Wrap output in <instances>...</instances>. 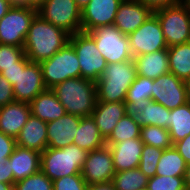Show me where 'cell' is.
Instances as JSON below:
<instances>
[{
  "mask_svg": "<svg viewBox=\"0 0 190 190\" xmlns=\"http://www.w3.org/2000/svg\"><path fill=\"white\" fill-rule=\"evenodd\" d=\"M70 34L60 27L43 20L38 14L28 30L24 51L30 62L41 63L48 60L69 42Z\"/></svg>",
  "mask_w": 190,
  "mask_h": 190,
  "instance_id": "6da1fadb",
  "label": "cell"
},
{
  "mask_svg": "<svg viewBox=\"0 0 190 190\" xmlns=\"http://www.w3.org/2000/svg\"><path fill=\"white\" fill-rule=\"evenodd\" d=\"M51 90L64 106L66 113L80 117L92 115L97 102L96 82L82 77L70 78Z\"/></svg>",
  "mask_w": 190,
  "mask_h": 190,
  "instance_id": "7a4b0ae2",
  "label": "cell"
},
{
  "mask_svg": "<svg viewBox=\"0 0 190 190\" xmlns=\"http://www.w3.org/2000/svg\"><path fill=\"white\" fill-rule=\"evenodd\" d=\"M137 77L134 60L107 64L96 81L97 101L125 102L127 91Z\"/></svg>",
  "mask_w": 190,
  "mask_h": 190,
  "instance_id": "3957f363",
  "label": "cell"
},
{
  "mask_svg": "<svg viewBox=\"0 0 190 190\" xmlns=\"http://www.w3.org/2000/svg\"><path fill=\"white\" fill-rule=\"evenodd\" d=\"M88 151L75 144L63 148H46L41 153V171L52 181L81 174Z\"/></svg>",
  "mask_w": 190,
  "mask_h": 190,
  "instance_id": "277c9868",
  "label": "cell"
},
{
  "mask_svg": "<svg viewBox=\"0 0 190 190\" xmlns=\"http://www.w3.org/2000/svg\"><path fill=\"white\" fill-rule=\"evenodd\" d=\"M43 82L47 89L70 79L81 77V70L77 53L73 45L68 42L48 60L40 63Z\"/></svg>",
  "mask_w": 190,
  "mask_h": 190,
  "instance_id": "5b68a950",
  "label": "cell"
},
{
  "mask_svg": "<svg viewBox=\"0 0 190 190\" xmlns=\"http://www.w3.org/2000/svg\"><path fill=\"white\" fill-rule=\"evenodd\" d=\"M87 33L94 39L107 64L133 59L128 35L123 34L114 25L99 26Z\"/></svg>",
  "mask_w": 190,
  "mask_h": 190,
  "instance_id": "8992f818",
  "label": "cell"
},
{
  "mask_svg": "<svg viewBox=\"0 0 190 190\" xmlns=\"http://www.w3.org/2000/svg\"><path fill=\"white\" fill-rule=\"evenodd\" d=\"M168 47L190 42V9L182 3L153 12Z\"/></svg>",
  "mask_w": 190,
  "mask_h": 190,
  "instance_id": "52a82bcc",
  "label": "cell"
},
{
  "mask_svg": "<svg viewBox=\"0 0 190 190\" xmlns=\"http://www.w3.org/2000/svg\"><path fill=\"white\" fill-rule=\"evenodd\" d=\"M80 65L81 77L96 82L107 67L105 58L96 47L94 39L85 32L70 35Z\"/></svg>",
  "mask_w": 190,
  "mask_h": 190,
  "instance_id": "ba28073f",
  "label": "cell"
},
{
  "mask_svg": "<svg viewBox=\"0 0 190 190\" xmlns=\"http://www.w3.org/2000/svg\"><path fill=\"white\" fill-rule=\"evenodd\" d=\"M37 14L70 35L81 32V9L75 0H47Z\"/></svg>",
  "mask_w": 190,
  "mask_h": 190,
  "instance_id": "9c48e42d",
  "label": "cell"
},
{
  "mask_svg": "<svg viewBox=\"0 0 190 190\" xmlns=\"http://www.w3.org/2000/svg\"><path fill=\"white\" fill-rule=\"evenodd\" d=\"M37 10L31 7H11L0 19V44L23 47Z\"/></svg>",
  "mask_w": 190,
  "mask_h": 190,
  "instance_id": "30bf717a",
  "label": "cell"
},
{
  "mask_svg": "<svg viewBox=\"0 0 190 190\" xmlns=\"http://www.w3.org/2000/svg\"><path fill=\"white\" fill-rule=\"evenodd\" d=\"M128 38L133 57L168 49L161 24L154 13Z\"/></svg>",
  "mask_w": 190,
  "mask_h": 190,
  "instance_id": "8fae6325",
  "label": "cell"
},
{
  "mask_svg": "<svg viewBox=\"0 0 190 190\" xmlns=\"http://www.w3.org/2000/svg\"><path fill=\"white\" fill-rule=\"evenodd\" d=\"M46 89L40 63L30 62L25 56L19 62L17 80L13 85L15 101L30 103Z\"/></svg>",
  "mask_w": 190,
  "mask_h": 190,
  "instance_id": "7c38bea8",
  "label": "cell"
},
{
  "mask_svg": "<svg viewBox=\"0 0 190 190\" xmlns=\"http://www.w3.org/2000/svg\"><path fill=\"white\" fill-rule=\"evenodd\" d=\"M151 101L173 110L189 101L184 80L166 73L153 80Z\"/></svg>",
  "mask_w": 190,
  "mask_h": 190,
  "instance_id": "4fadbf2b",
  "label": "cell"
},
{
  "mask_svg": "<svg viewBox=\"0 0 190 190\" xmlns=\"http://www.w3.org/2000/svg\"><path fill=\"white\" fill-rule=\"evenodd\" d=\"M81 175L88 185L108 183L115 175L112 153L108 145L88 153Z\"/></svg>",
  "mask_w": 190,
  "mask_h": 190,
  "instance_id": "5bb4252c",
  "label": "cell"
},
{
  "mask_svg": "<svg viewBox=\"0 0 190 190\" xmlns=\"http://www.w3.org/2000/svg\"><path fill=\"white\" fill-rule=\"evenodd\" d=\"M123 0H90L81 10V31L90 32L99 26L113 25Z\"/></svg>",
  "mask_w": 190,
  "mask_h": 190,
  "instance_id": "9a60e30c",
  "label": "cell"
},
{
  "mask_svg": "<svg viewBox=\"0 0 190 190\" xmlns=\"http://www.w3.org/2000/svg\"><path fill=\"white\" fill-rule=\"evenodd\" d=\"M153 12L137 0H123L119 5L113 25L129 35L138 29Z\"/></svg>",
  "mask_w": 190,
  "mask_h": 190,
  "instance_id": "2e32d148",
  "label": "cell"
},
{
  "mask_svg": "<svg viewBox=\"0 0 190 190\" xmlns=\"http://www.w3.org/2000/svg\"><path fill=\"white\" fill-rule=\"evenodd\" d=\"M81 117L66 113L57 120L47 122V147L63 148L73 144Z\"/></svg>",
  "mask_w": 190,
  "mask_h": 190,
  "instance_id": "e0dca14e",
  "label": "cell"
},
{
  "mask_svg": "<svg viewBox=\"0 0 190 190\" xmlns=\"http://www.w3.org/2000/svg\"><path fill=\"white\" fill-rule=\"evenodd\" d=\"M106 145L112 153L115 172L138 168L144 145L141 138L126 139L123 142Z\"/></svg>",
  "mask_w": 190,
  "mask_h": 190,
  "instance_id": "ac0fdd59",
  "label": "cell"
},
{
  "mask_svg": "<svg viewBox=\"0 0 190 190\" xmlns=\"http://www.w3.org/2000/svg\"><path fill=\"white\" fill-rule=\"evenodd\" d=\"M31 115L29 103L14 101L0 107V131L16 138Z\"/></svg>",
  "mask_w": 190,
  "mask_h": 190,
  "instance_id": "d6986e66",
  "label": "cell"
},
{
  "mask_svg": "<svg viewBox=\"0 0 190 190\" xmlns=\"http://www.w3.org/2000/svg\"><path fill=\"white\" fill-rule=\"evenodd\" d=\"M128 113L125 102H101L97 101L92 118L99 128L100 134L106 140L112 133L118 121Z\"/></svg>",
  "mask_w": 190,
  "mask_h": 190,
  "instance_id": "ffe728a7",
  "label": "cell"
},
{
  "mask_svg": "<svg viewBox=\"0 0 190 190\" xmlns=\"http://www.w3.org/2000/svg\"><path fill=\"white\" fill-rule=\"evenodd\" d=\"M128 112L134 116L141 127L149 125L165 129L169 127L170 110L149 99H144L141 105H129Z\"/></svg>",
  "mask_w": 190,
  "mask_h": 190,
  "instance_id": "44dd1931",
  "label": "cell"
},
{
  "mask_svg": "<svg viewBox=\"0 0 190 190\" xmlns=\"http://www.w3.org/2000/svg\"><path fill=\"white\" fill-rule=\"evenodd\" d=\"M15 140L17 146L42 153L47 148V123L30 115Z\"/></svg>",
  "mask_w": 190,
  "mask_h": 190,
  "instance_id": "7402d4cb",
  "label": "cell"
},
{
  "mask_svg": "<svg viewBox=\"0 0 190 190\" xmlns=\"http://www.w3.org/2000/svg\"><path fill=\"white\" fill-rule=\"evenodd\" d=\"M8 161L13 172L14 183L41 170V153L28 148L16 146Z\"/></svg>",
  "mask_w": 190,
  "mask_h": 190,
  "instance_id": "603a6c76",
  "label": "cell"
},
{
  "mask_svg": "<svg viewBox=\"0 0 190 190\" xmlns=\"http://www.w3.org/2000/svg\"><path fill=\"white\" fill-rule=\"evenodd\" d=\"M31 115L50 122L57 120L66 114L64 106L59 102L55 93L51 89H46L38 94L30 103Z\"/></svg>",
  "mask_w": 190,
  "mask_h": 190,
  "instance_id": "cb8c5ba5",
  "label": "cell"
},
{
  "mask_svg": "<svg viewBox=\"0 0 190 190\" xmlns=\"http://www.w3.org/2000/svg\"><path fill=\"white\" fill-rule=\"evenodd\" d=\"M133 60L136 65L137 75L156 79L161 75L169 73L167 49L135 56Z\"/></svg>",
  "mask_w": 190,
  "mask_h": 190,
  "instance_id": "d4e9b609",
  "label": "cell"
},
{
  "mask_svg": "<svg viewBox=\"0 0 190 190\" xmlns=\"http://www.w3.org/2000/svg\"><path fill=\"white\" fill-rule=\"evenodd\" d=\"M73 144L88 152L106 145V140L100 134L92 116L81 117Z\"/></svg>",
  "mask_w": 190,
  "mask_h": 190,
  "instance_id": "484cf974",
  "label": "cell"
},
{
  "mask_svg": "<svg viewBox=\"0 0 190 190\" xmlns=\"http://www.w3.org/2000/svg\"><path fill=\"white\" fill-rule=\"evenodd\" d=\"M170 73L186 80L190 76V42L168 47Z\"/></svg>",
  "mask_w": 190,
  "mask_h": 190,
  "instance_id": "4316f807",
  "label": "cell"
},
{
  "mask_svg": "<svg viewBox=\"0 0 190 190\" xmlns=\"http://www.w3.org/2000/svg\"><path fill=\"white\" fill-rule=\"evenodd\" d=\"M167 130L173 144L190 134V101L170 110Z\"/></svg>",
  "mask_w": 190,
  "mask_h": 190,
  "instance_id": "83f0119b",
  "label": "cell"
},
{
  "mask_svg": "<svg viewBox=\"0 0 190 190\" xmlns=\"http://www.w3.org/2000/svg\"><path fill=\"white\" fill-rule=\"evenodd\" d=\"M186 162L174 146L164 149L156 168L158 176H184Z\"/></svg>",
  "mask_w": 190,
  "mask_h": 190,
  "instance_id": "f1b7e54d",
  "label": "cell"
},
{
  "mask_svg": "<svg viewBox=\"0 0 190 190\" xmlns=\"http://www.w3.org/2000/svg\"><path fill=\"white\" fill-rule=\"evenodd\" d=\"M149 177L139 168L115 172L112 184L115 190H145Z\"/></svg>",
  "mask_w": 190,
  "mask_h": 190,
  "instance_id": "f546056e",
  "label": "cell"
},
{
  "mask_svg": "<svg viewBox=\"0 0 190 190\" xmlns=\"http://www.w3.org/2000/svg\"><path fill=\"white\" fill-rule=\"evenodd\" d=\"M141 126L135 121L134 116L128 112L116 124L106 144L123 142L126 139L140 138Z\"/></svg>",
  "mask_w": 190,
  "mask_h": 190,
  "instance_id": "4dcf8cb0",
  "label": "cell"
},
{
  "mask_svg": "<svg viewBox=\"0 0 190 190\" xmlns=\"http://www.w3.org/2000/svg\"><path fill=\"white\" fill-rule=\"evenodd\" d=\"M140 138L145 145L162 150L173 146L169 131L158 126L149 125L141 127Z\"/></svg>",
  "mask_w": 190,
  "mask_h": 190,
  "instance_id": "1f68e13d",
  "label": "cell"
},
{
  "mask_svg": "<svg viewBox=\"0 0 190 190\" xmlns=\"http://www.w3.org/2000/svg\"><path fill=\"white\" fill-rule=\"evenodd\" d=\"M153 79L137 75L127 91L125 103L129 105H141L144 99L151 100Z\"/></svg>",
  "mask_w": 190,
  "mask_h": 190,
  "instance_id": "d6a6232c",
  "label": "cell"
},
{
  "mask_svg": "<svg viewBox=\"0 0 190 190\" xmlns=\"http://www.w3.org/2000/svg\"><path fill=\"white\" fill-rule=\"evenodd\" d=\"M162 153V149L144 144L138 168L149 178L155 176Z\"/></svg>",
  "mask_w": 190,
  "mask_h": 190,
  "instance_id": "836d02e7",
  "label": "cell"
},
{
  "mask_svg": "<svg viewBox=\"0 0 190 190\" xmlns=\"http://www.w3.org/2000/svg\"><path fill=\"white\" fill-rule=\"evenodd\" d=\"M14 190H53V181L41 170L14 183Z\"/></svg>",
  "mask_w": 190,
  "mask_h": 190,
  "instance_id": "e575fe53",
  "label": "cell"
},
{
  "mask_svg": "<svg viewBox=\"0 0 190 190\" xmlns=\"http://www.w3.org/2000/svg\"><path fill=\"white\" fill-rule=\"evenodd\" d=\"M147 190H186L184 176H158L148 179Z\"/></svg>",
  "mask_w": 190,
  "mask_h": 190,
  "instance_id": "d590c367",
  "label": "cell"
},
{
  "mask_svg": "<svg viewBox=\"0 0 190 190\" xmlns=\"http://www.w3.org/2000/svg\"><path fill=\"white\" fill-rule=\"evenodd\" d=\"M25 57L23 47L0 44V73L4 68L17 67V63Z\"/></svg>",
  "mask_w": 190,
  "mask_h": 190,
  "instance_id": "8d00e7d4",
  "label": "cell"
},
{
  "mask_svg": "<svg viewBox=\"0 0 190 190\" xmlns=\"http://www.w3.org/2000/svg\"><path fill=\"white\" fill-rule=\"evenodd\" d=\"M87 186L81 174L68 175L53 181V190H87Z\"/></svg>",
  "mask_w": 190,
  "mask_h": 190,
  "instance_id": "74e56055",
  "label": "cell"
},
{
  "mask_svg": "<svg viewBox=\"0 0 190 190\" xmlns=\"http://www.w3.org/2000/svg\"><path fill=\"white\" fill-rule=\"evenodd\" d=\"M16 146L15 138L0 131V163L8 160Z\"/></svg>",
  "mask_w": 190,
  "mask_h": 190,
  "instance_id": "f35d334b",
  "label": "cell"
},
{
  "mask_svg": "<svg viewBox=\"0 0 190 190\" xmlns=\"http://www.w3.org/2000/svg\"><path fill=\"white\" fill-rule=\"evenodd\" d=\"M14 92L11 83L0 73V107L14 102Z\"/></svg>",
  "mask_w": 190,
  "mask_h": 190,
  "instance_id": "ab89813d",
  "label": "cell"
},
{
  "mask_svg": "<svg viewBox=\"0 0 190 190\" xmlns=\"http://www.w3.org/2000/svg\"><path fill=\"white\" fill-rule=\"evenodd\" d=\"M146 7H148L152 12L165 7L174 6L180 3V0H137Z\"/></svg>",
  "mask_w": 190,
  "mask_h": 190,
  "instance_id": "60d3db41",
  "label": "cell"
},
{
  "mask_svg": "<svg viewBox=\"0 0 190 190\" xmlns=\"http://www.w3.org/2000/svg\"><path fill=\"white\" fill-rule=\"evenodd\" d=\"M173 146L183 157L186 164H190V134L184 139L174 143Z\"/></svg>",
  "mask_w": 190,
  "mask_h": 190,
  "instance_id": "b9f144b4",
  "label": "cell"
},
{
  "mask_svg": "<svg viewBox=\"0 0 190 190\" xmlns=\"http://www.w3.org/2000/svg\"><path fill=\"white\" fill-rule=\"evenodd\" d=\"M0 182L14 184L13 172L8 160L0 163Z\"/></svg>",
  "mask_w": 190,
  "mask_h": 190,
  "instance_id": "7bdbcfd3",
  "label": "cell"
},
{
  "mask_svg": "<svg viewBox=\"0 0 190 190\" xmlns=\"http://www.w3.org/2000/svg\"><path fill=\"white\" fill-rule=\"evenodd\" d=\"M18 68H19V62L17 63V67H11V68H4V70L1 72L2 76L5 77L13 86L17 80L18 76Z\"/></svg>",
  "mask_w": 190,
  "mask_h": 190,
  "instance_id": "ee69618b",
  "label": "cell"
},
{
  "mask_svg": "<svg viewBox=\"0 0 190 190\" xmlns=\"http://www.w3.org/2000/svg\"><path fill=\"white\" fill-rule=\"evenodd\" d=\"M87 190H115L112 182L91 184L87 186Z\"/></svg>",
  "mask_w": 190,
  "mask_h": 190,
  "instance_id": "f6af8a7d",
  "label": "cell"
},
{
  "mask_svg": "<svg viewBox=\"0 0 190 190\" xmlns=\"http://www.w3.org/2000/svg\"><path fill=\"white\" fill-rule=\"evenodd\" d=\"M9 0H0V19L11 9Z\"/></svg>",
  "mask_w": 190,
  "mask_h": 190,
  "instance_id": "bcb514c9",
  "label": "cell"
},
{
  "mask_svg": "<svg viewBox=\"0 0 190 190\" xmlns=\"http://www.w3.org/2000/svg\"><path fill=\"white\" fill-rule=\"evenodd\" d=\"M47 0H27V7L38 10Z\"/></svg>",
  "mask_w": 190,
  "mask_h": 190,
  "instance_id": "7dc6e473",
  "label": "cell"
},
{
  "mask_svg": "<svg viewBox=\"0 0 190 190\" xmlns=\"http://www.w3.org/2000/svg\"><path fill=\"white\" fill-rule=\"evenodd\" d=\"M184 184L186 190H190V164H188L185 169Z\"/></svg>",
  "mask_w": 190,
  "mask_h": 190,
  "instance_id": "c3c4849f",
  "label": "cell"
},
{
  "mask_svg": "<svg viewBox=\"0 0 190 190\" xmlns=\"http://www.w3.org/2000/svg\"><path fill=\"white\" fill-rule=\"evenodd\" d=\"M12 7H27V0H9Z\"/></svg>",
  "mask_w": 190,
  "mask_h": 190,
  "instance_id": "681fc988",
  "label": "cell"
},
{
  "mask_svg": "<svg viewBox=\"0 0 190 190\" xmlns=\"http://www.w3.org/2000/svg\"><path fill=\"white\" fill-rule=\"evenodd\" d=\"M0 190H14V184L0 182Z\"/></svg>",
  "mask_w": 190,
  "mask_h": 190,
  "instance_id": "f907efd6",
  "label": "cell"
},
{
  "mask_svg": "<svg viewBox=\"0 0 190 190\" xmlns=\"http://www.w3.org/2000/svg\"><path fill=\"white\" fill-rule=\"evenodd\" d=\"M89 1L90 0H75L81 10L89 3Z\"/></svg>",
  "mask_w": 190,
  "mask_h": 190,
  "instance_id": "816d5d0a",
  "label": "cell"
},
{
  "mask_svg": "<svg viewBox=\"0 0 190 190\" xmlns=\"http://www.w3.org/2000/svg\"><path fill=\"white\" fill-rule=\"evenodd\" d=\"M184 82L187 90V96L190 101V76Z\"/></svg>",
  "mask_w": 190,
  "mask_h": 190,
  "instance_id": "f5cc1de1",
  "label": "cell"
},
{
  "mask_svg": "<svg viewBox=\"0 0 190 190\" xmlns=\"http://www.w3.org/2000/svg\"><path fill=\"white\" fill-rule=\"evenodd\" d=\"M180 3H182L183 5H185L190 9V0H180Z\"/></svg>",
  "mask_w": 190,
  "mask_h": 190,
  "instance_id": "db71d44e",
  "label": "cell"
}]
</instances>
